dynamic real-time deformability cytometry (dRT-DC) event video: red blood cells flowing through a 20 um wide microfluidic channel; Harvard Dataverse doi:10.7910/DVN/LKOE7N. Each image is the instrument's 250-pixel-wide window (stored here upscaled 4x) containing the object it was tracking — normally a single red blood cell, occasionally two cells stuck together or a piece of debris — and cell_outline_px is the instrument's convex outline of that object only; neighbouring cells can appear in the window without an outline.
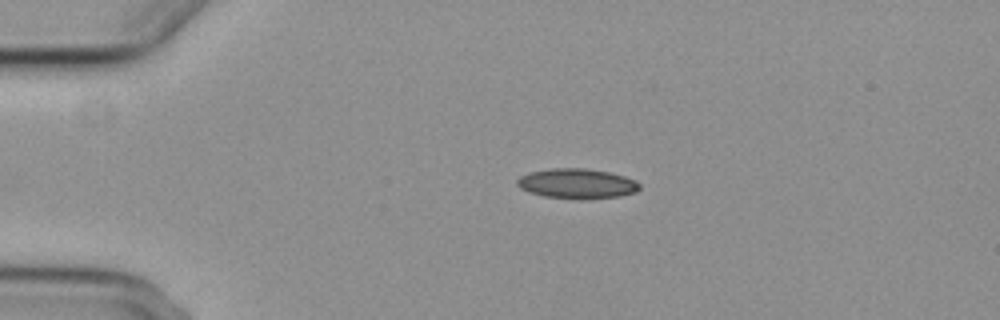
{"species": "common noctule bat (a hibernating species)", "species_latin": "Nyctalus noctula", "temperature_condition": "cold", "stored_images_in_passage": 6, "camera_frame_rate_fps": 3000, "um_per_image_px": 0.085, "animal": {"sex": "female", "body_mass_g": 29.2, "forearm_length_mm": 56.3}, "frame": {"image": 1, "passage_image": 3, "time_ms": 2.333, "image_size_px": [1000, 320], "cell_outline_px": [[640, 188], [636, 192], [620, 196], [588, 200], [580, 200], [544, 196], [528, 192], [520, 188], [516, 184], [516, 180], [520, 176], [528, 172], [552, 168], [584, 168], [608, 172], [624, 176], [636, 180], [640, 184]], "centroid_in_image_um": [49.04, 15.62], "position_along_channel_um": 36.0, "area_um2": 21.73}}
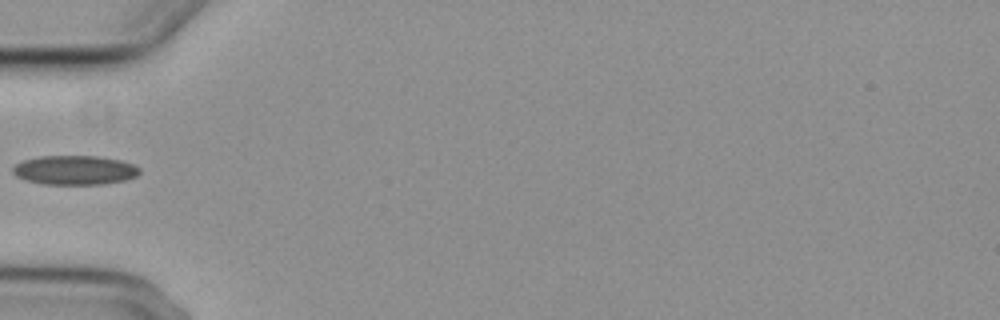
{"frame": {"image": 2, "passage_image": 5, "time_ms": 4.667, "image_size_px": [1000, 320], "cell_outline_px": [[140, 172], [136, 176], [124, 180], [104, 184], [44, 184], [24, 180], [16, 176], [12, 172], [12, 168], [16, 164], [24, 160], [40, 156], [96, 156], [120, 160], [132, 164], [140, 168]], "centroid_in_image_um": [6.33, 14.46], "position_along_channel_um": 78.7, "area_um2": 21.56}}
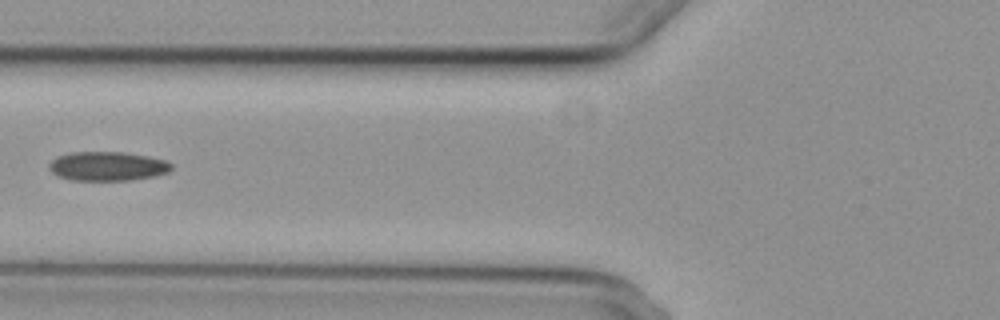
{"frame": {"image": 3, "passage_image": 6, "time_ms": 5.667, "image_size_px": [1000, 320], "cell_outline_px": [[172, 168], [168, 172], [156, 176], [132, 180], [68, 180], [52, 172], [48, 168], [48, 164], [56, 156], [72, 152], [124, 152], [148, 156], [164, 160], [172, 164]], "centroid_in_image_um": [9.13, 14.13], "position_along_channel_um": 116.7, "area_um2": 20.87}}